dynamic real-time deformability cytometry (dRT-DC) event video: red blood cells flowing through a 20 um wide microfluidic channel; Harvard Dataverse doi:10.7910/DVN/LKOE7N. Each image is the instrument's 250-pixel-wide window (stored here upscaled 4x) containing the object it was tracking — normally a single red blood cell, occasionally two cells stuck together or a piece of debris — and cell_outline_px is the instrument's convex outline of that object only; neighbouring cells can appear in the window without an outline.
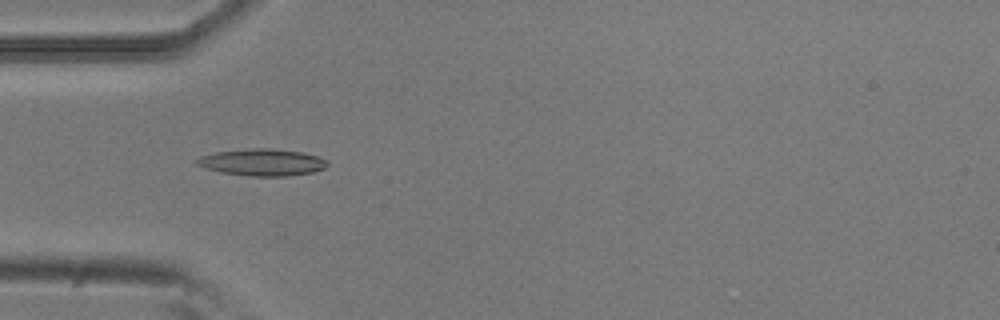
{"species": "common noctule bat (a hibernating species)", "species_latin": "Nyctalus noctula", "temperature_condition": "room temperature", "stored_images_in_passage": 52, "camera_frame_rate_fps": 3000, "um_per_image_px": 0.085, "animal": {"sex": "male", "body_mass_g": 20.5, "forearm_length_mm": 52.5}, "frame": {"image": 1, "passage_image": 15, "time_ms": 4.667, "image_size_px": [1000, 320], "cell_outline_px": [[328, 164], [324, 168], [312, 172], [288, 176], [248, 176], [220, 172], [204, 168], [196, 164], [196, 160], [200, 156], [216, 152], [252, 148], [272, 148], [300, 152], [316, 156], [328, 160]], "centroid_in_image_um": [22.27, 13.8], "position_along_channel_um": 62.7, "area_um2": 20.4}}
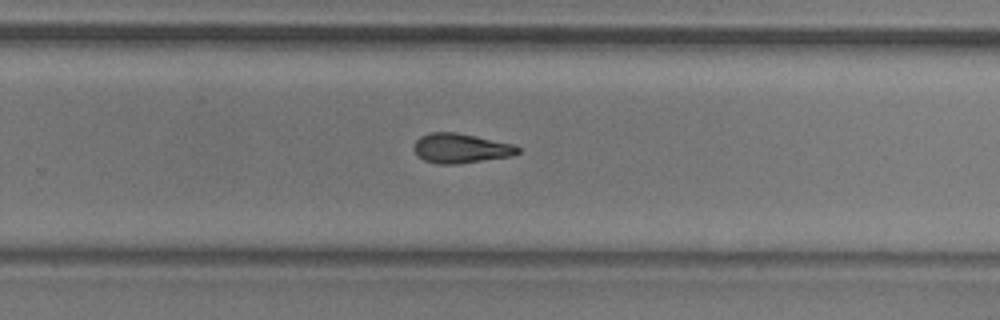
{"frame": {"image": 2, "passage_image": 33, "time_ms": 10.667, "image_size_px": [1000, 320], "cell_outline_px": [[520, 152], [512, 156], [456, 164], [436, 164], [424, 160], [412, 148], [416, 140], [420, 136], [428, 132], [456, 132], [476, 136], [512, 144], [520, 148]], "centroid_in_image_um": [39.14, 12.6], "position_along_channel_um": 290.7, "area_um2": 17.92}}
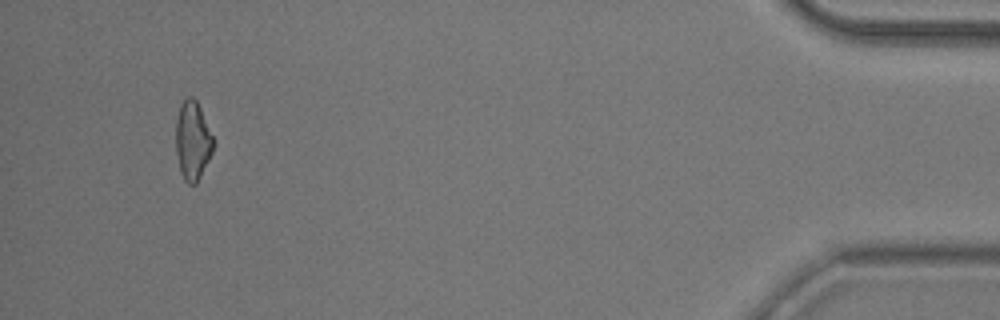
{"frame": {"image": 3, "passage_image": 49, "time_ms": 16.0, "image_size_px": [1000, 320], "cell_outline_px": [[216, 144], [196, 184], [188, 184], [184, 180], [180, 172], [176, 152], [176, 120], [180, 104], [188, 96], [192, 96], [196, 100], [216, 140]], "centroid_in_image_um": [16.39, 11.94], "position_along_channel_um": 418.8, "area_um2": 17.4}, "authors_computed_cell_mechanics": {"area_um2": 18.0047, "velocity_mm_per_s": 3.8048, "shape_relaxation_time_tau1_ms": 6.71, "shape_relaxation_time_tau2_ms": 8.5324, "deformation_change_tau1": 0.1779, "deformation_change_tau2": 0.1964}}